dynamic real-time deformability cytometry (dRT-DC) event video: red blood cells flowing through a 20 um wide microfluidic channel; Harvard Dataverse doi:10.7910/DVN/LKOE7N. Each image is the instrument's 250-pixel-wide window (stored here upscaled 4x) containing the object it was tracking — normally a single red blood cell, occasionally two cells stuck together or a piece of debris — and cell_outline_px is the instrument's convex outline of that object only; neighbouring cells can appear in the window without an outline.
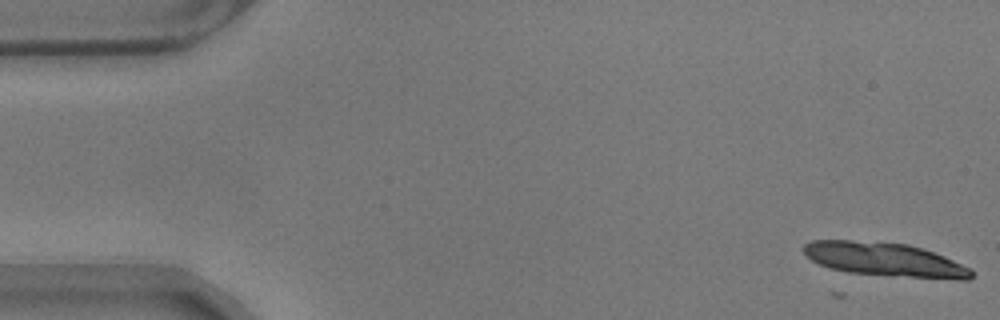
{"species": "common noctule bat (a hibernating species)", "species_latin": "Nyctalus noctula", "temperature_condition": "warm", "stored_images_in_passage": 2, "camera_frame_rate_fps": 3000, "um_per_image_px": 0.085, "animal": {"sex": "male", "body_mass_g": 17.9}, "frame": {"image": 1, "passage_image": 2, "time_ms": 0.333, "image_size_px": [1000, 320], "cell_outline_px": [[972, 276], [968, 280], [960, 280], [848, 272], [828, 268], [812, 260], [804, 252], [804, 244], [812, 240], [852, 240], [908, 244], [944, 256], [972, 268]], "centroid_in_image_um": [75.21, 22.05], "position_along_channel_um": 9.8, "area_um2": 32.6}}